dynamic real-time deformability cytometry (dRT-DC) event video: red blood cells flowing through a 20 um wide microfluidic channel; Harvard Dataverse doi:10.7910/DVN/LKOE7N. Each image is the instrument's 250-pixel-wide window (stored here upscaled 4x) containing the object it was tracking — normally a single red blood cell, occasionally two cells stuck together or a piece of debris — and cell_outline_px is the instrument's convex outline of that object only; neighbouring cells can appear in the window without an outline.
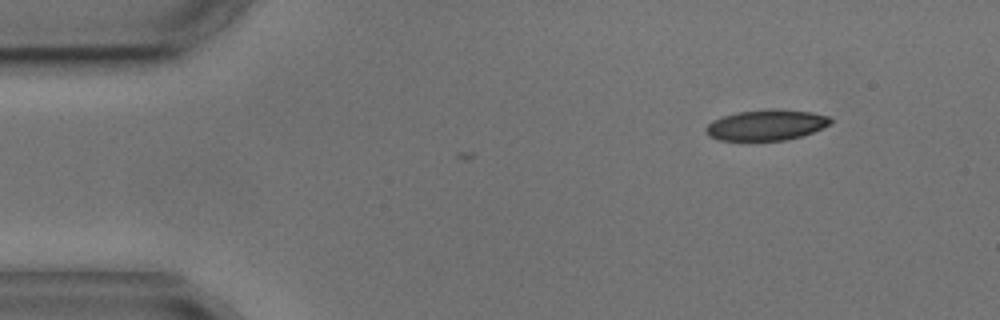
{"species": "common noctule bat (a hibernating species)", "species_latin": "Nyctalus noctula", "temperature_condition": "cold", "stored_images_in_passage": 4, "camera_frame_rate_fps": 3000, "um_per_image_px": 0.085, "animal": {"sex": "male", "body_mass_g": 17.9, "forearm_length_mm": 54.2}, "frame": {"image": 1, "passage_image": 1, "time_ms": 0.0, "image_size_px": [1000, 320], "cell_outline_px": [[832, 120], [828, 124], [812, 132], [800, 136], [784, 140], [720, 140], [708, 136], [704, 132], [704, 128], [712, 120], [736, 112], [768, 108], [780, 108], [812, 112], [828, 116]], "centroid_in_image_um": [65.08, 10.6], "position_along_channel_um": 19.9, "area_um2": 22.37}}
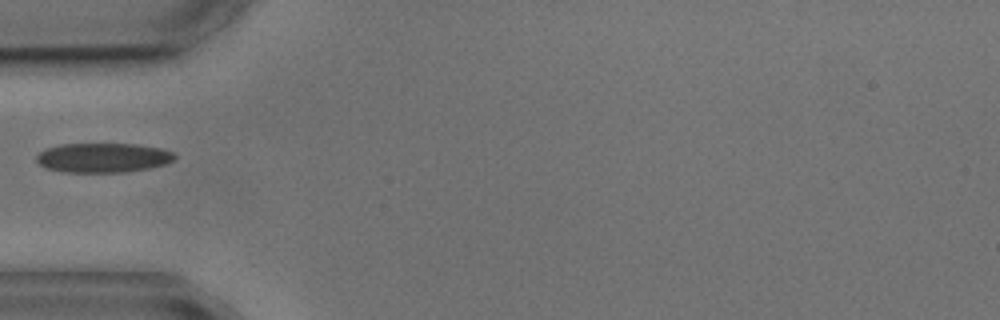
{"frame": {"image": 2, "passage_image": 4, "time_ms": 3.667, "image_size_px": [1000, 320], "cell_outline_px": [[176, 156], [168, 164], [148, 168], [124, 172], [64, 172], [44, 168], [36, 160], [36, 156], [44, 148], [60, 144], [136, 144], [164, 148], [176, 152]], "centroid_in_image_um": [8.77, 13.4], "position_along_channel_um": 76.2, "area_um2": 24.04}}